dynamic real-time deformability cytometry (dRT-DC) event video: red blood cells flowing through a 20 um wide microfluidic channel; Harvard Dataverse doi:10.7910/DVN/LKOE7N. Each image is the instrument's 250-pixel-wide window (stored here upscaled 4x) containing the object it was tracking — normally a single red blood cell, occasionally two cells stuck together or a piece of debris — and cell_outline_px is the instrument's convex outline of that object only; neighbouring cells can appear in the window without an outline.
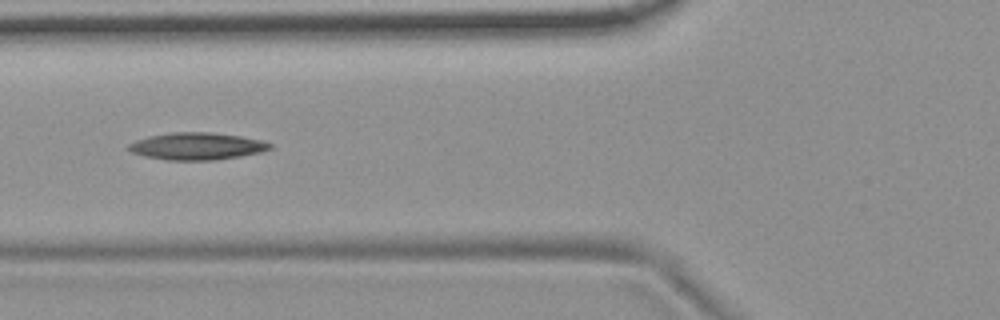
{"species": "common noctule bat (a hibernating species)", "species_latin": "Nyctalus noctula", "temperature_condition": "room temperature", "stored_images_in_passage": 6, "camera_frame_rate_fps": 3000, "um_per_image_px": 0.085, "animal": {"sex": "female", "body_mass_g": 19.9}, "frame": {"image": 1, "passage_image": 4, "time_ms": 1.0, "image_size_px": [1000, 320], "cell_outline_px": [[272, 148], [260, 152], [240, 156], [216, 160], [168, 160], [144, 156], [132, 152], [128, 148], [128, 144], [136, 140], [148, 136], [172, 132], [208, 132], [240, 136], [260, 140], [272, 144]], "centroid_in_image_um": [16.72, 12.43], "position_along_channel_um": 109.1, "area_um2": 22.25}}
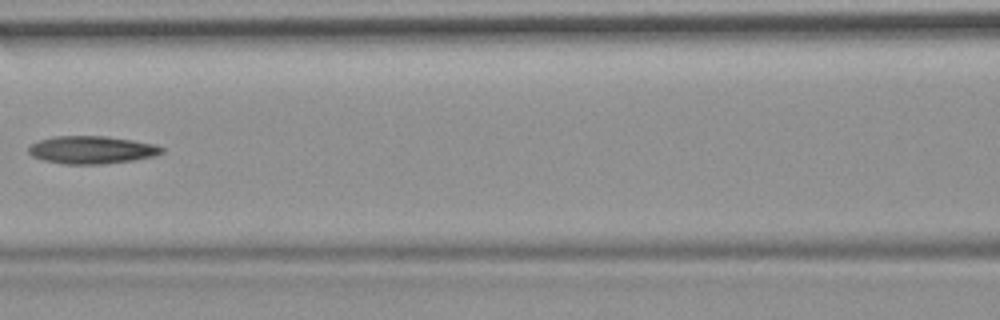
{"frame": {"image": 2, "passage_image": 5, "time_ms": 1.333, "image_size_px": [1000, 320], "cell_outline_px": [[164, 152], [156, 156], [132, 160], [104, 164], [64, 164], [44, 160], [32, 156], [28, 152], [28, 148], [32, 144], [40, 140], [56, 136], [104, 136], [132, 140], [156, 144], [164, 148]], "centroid_in_image_um": [7.83, 12.74], "position_along_channel_um": 158.8, "area_um2": 21.5}}